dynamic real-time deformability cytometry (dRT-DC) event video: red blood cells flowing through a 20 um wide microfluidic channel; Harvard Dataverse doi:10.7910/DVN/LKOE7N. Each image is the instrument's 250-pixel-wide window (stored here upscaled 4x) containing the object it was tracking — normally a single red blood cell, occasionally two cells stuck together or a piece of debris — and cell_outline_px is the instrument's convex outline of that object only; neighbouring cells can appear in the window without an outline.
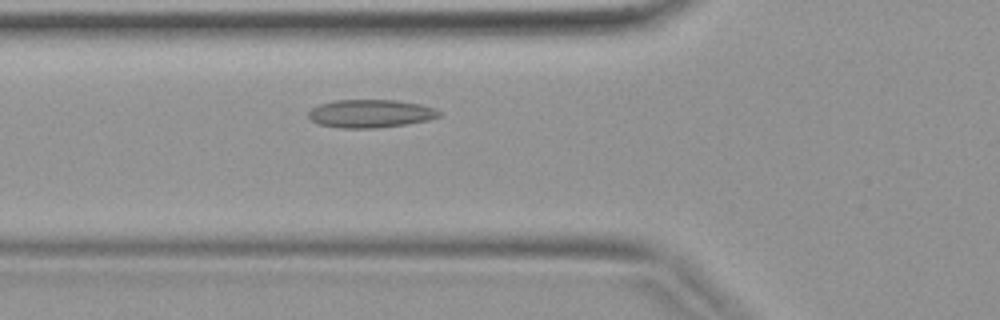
{"species": "common noctule bat (a hibernating species)", "species_latin": "Nyctalus noctula", "temperature_condition": "warm", "stored_images_in_passage": 35, "camera_frame_rate_fps": 3000, "um_per_image_px": 0.085, "animal": {"sex": "female", "body_mass_g": 19.9}, "frame": {"image": 1, "passage_image": 9, "time_ms": 2.667, "image_size_px": [1000, 320], "cell_outline_px": [[444, 112], [440, 116], [428, 120], [408, 124], [376, 128], [340, 128], [320, 124], [312, 120], [308, 116], [308, 112], [312, 108], [320, 104], [336, 100], [396, 100], [420, 104], [436, 108]], "centroid_in_image_um": [31.55, 9.65], "position_along_channel_um": 94.3, "area_um2": 21.5}}
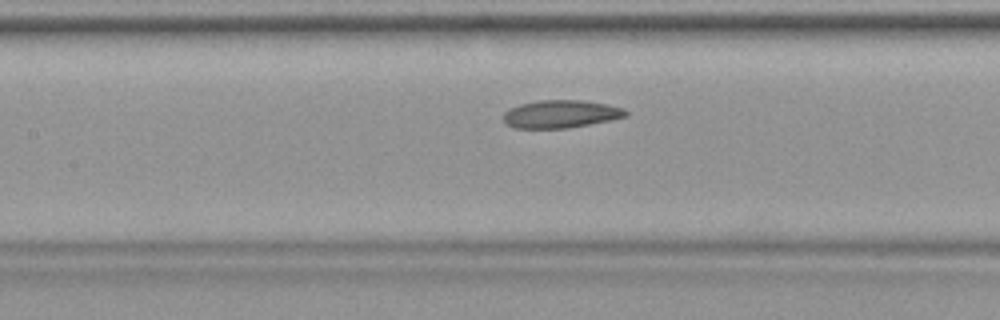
{"frame": {"image": 2, "passage_image": 13, "time_ms": 4.0, "image_size_px": [1000, 320], "cell_outline_px": [[628, 116], [568, 128], [512, 128], [504, 120], [504, 112], [508, 108], [520, 104], [540, 100], [584, 100], [608, 104], [624, 108], [628, 112]], "centroid_in_image_um": [47.66, 9.68], "position_along_channel_um": 159.7, "area_um2": 19.83}}
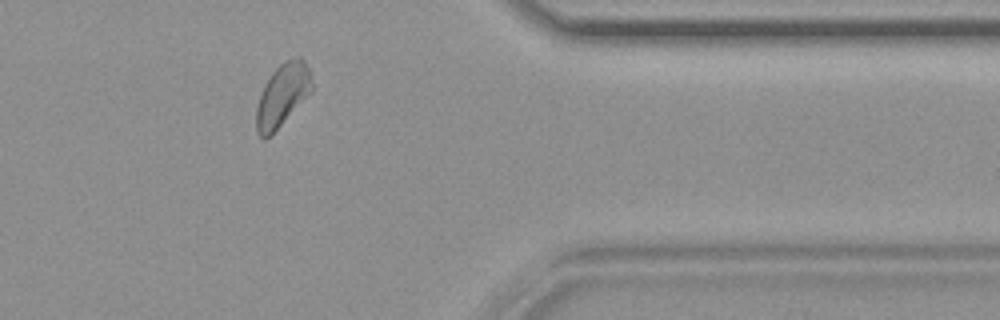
{"frame": {"image": 3, "passage_image": 28, "time_ms": 9.0, "image_size_px": [1000, 320], "cell_outline_px": [[312, 92], [264, 140], [256, 132], [256, 108], [264, 84], [272, 72], [284, 60], [296, 56], [300, 56], [304, 60], [308, 68], [312, 80]], "centroid_in_image_um": [24.01, 8.03], "position_along_channel_um": 387.4, "area_um2": 20.0}}